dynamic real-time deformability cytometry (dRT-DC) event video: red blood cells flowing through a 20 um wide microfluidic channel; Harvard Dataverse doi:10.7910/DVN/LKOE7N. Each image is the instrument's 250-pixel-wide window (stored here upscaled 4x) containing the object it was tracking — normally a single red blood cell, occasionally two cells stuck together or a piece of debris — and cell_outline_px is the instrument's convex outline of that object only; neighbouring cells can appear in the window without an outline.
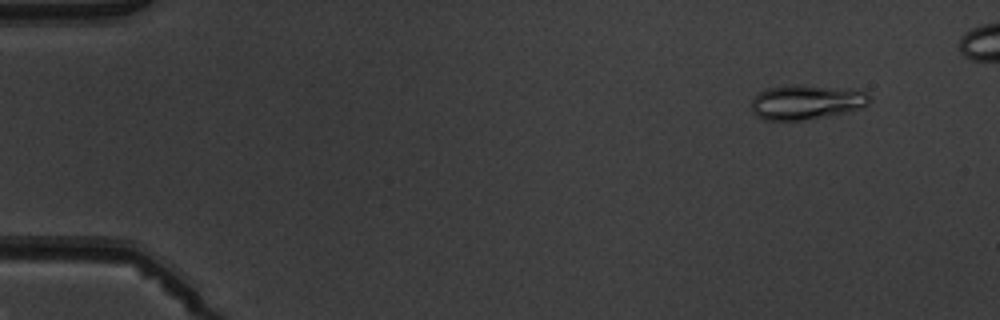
{"species": "common noctule bat (a hibernating species)", "species_latin": "Nyctalus noctula", "temperature_condition": "warm", "stored_images_in_passage": 5, "camera_frame_rate_fps": 3000, "um_per_image_px": 0.085, "animal": {"sex": "male", "body_mass_g": 19.5, "forearm_length_mm": 54.6}, "frame": {"image": 1, "passage_image": 1, "time_ms": 0.0, "image_size_px": [1000, 320], "cell_outline_px": [[872, 100], [864, 108], [828, 116], [804, 120], [764, 120], [756, 116], [752, 112], [752, 100], [764, 88], [792, 84], [804, 84], [868, 92], [872, 96]], "centroid_in_image_um": [68.55, 8.68], "position_along_channel_um": 16.4, "area_um2": 24.16}}